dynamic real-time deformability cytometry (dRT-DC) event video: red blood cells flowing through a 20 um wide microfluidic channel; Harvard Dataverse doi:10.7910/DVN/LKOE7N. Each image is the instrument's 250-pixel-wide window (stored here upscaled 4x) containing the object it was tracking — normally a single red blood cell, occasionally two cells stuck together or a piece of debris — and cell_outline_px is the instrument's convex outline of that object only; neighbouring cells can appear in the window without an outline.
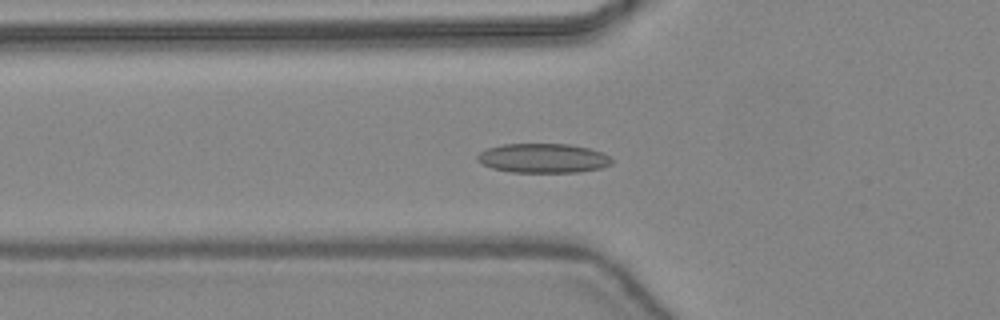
{"species": "common noctule bat (a hibernating species)", "species_latin": "Nyctalus noctula", "temperature_condition": "warm", "stored_images_in_passage": 31, "camera_frame_rate_fps": 3000, "um_per_image_px": 0.085, "animal": {"sex": "female", "body_mass_g": 24.6, "forearm_length_mm": 56.2}, "frame": {"image": 1, "passage_image": 18, "time_ms": 5.667, "image_size_px": [1000, 320], "cell_outline_px": [[612, 164], [600, 168], [580, 172], [512, 172], [492, 168], [476, 160], [476, 156], [480, 152], [488, 148], [504, 144], [568, 144], [588, 148], [600, 152], [608, 156], [612, 160]], "centroid_in_image_um": [46.15, 13.45], "position_along_channel_um": 79.6, "area_um2": 22.83}}
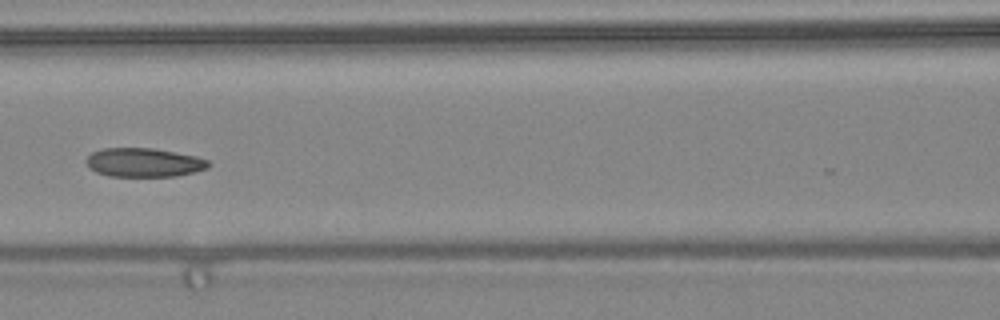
{"frame": {"image": 2, "passage_image": 23, "time_ms": 7.333, "image_size_px": [1000, 320], "cell_outline_px": [[212, 164], [208, 168], [176, 176], [108, 176], [96, 172], [88, 168], [84, 160], [92, 152], [104, 148], [152, 148], [196, 156], [208, 160]], "centroid_in_image_um": [12.2, 13.81], "position_along_channel_um": 154.4, "area_um2": 20.63}}
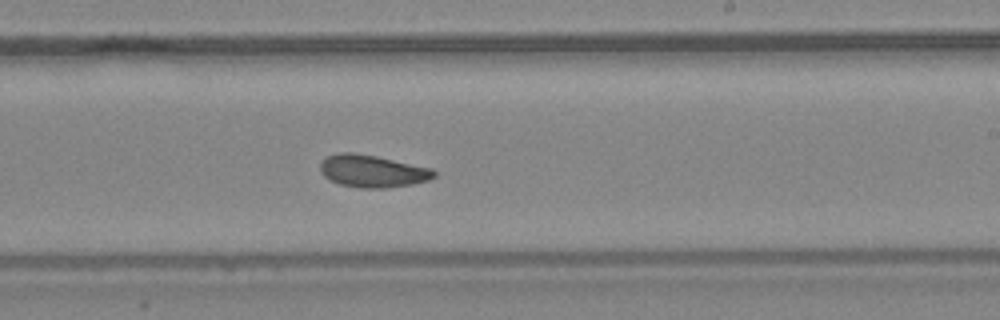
{"frame": {"image": 3, "passage_image": 30, "time_ms": 9.667, "image_size_px": [1000, 320], "cell_outline_px": [[436, 176], [428, 180], [412, 184], [388, 188], [360, 188], [340, 184], [324, 176], [320, 172], [320, 160], [336, 152], [356, 152], [376, 156], [432, 168], [436, 172]], "centroid_in_image_um": [31.64, 14.53], "position_along_channel_um": 257.4, "area_um2": 21.62}}